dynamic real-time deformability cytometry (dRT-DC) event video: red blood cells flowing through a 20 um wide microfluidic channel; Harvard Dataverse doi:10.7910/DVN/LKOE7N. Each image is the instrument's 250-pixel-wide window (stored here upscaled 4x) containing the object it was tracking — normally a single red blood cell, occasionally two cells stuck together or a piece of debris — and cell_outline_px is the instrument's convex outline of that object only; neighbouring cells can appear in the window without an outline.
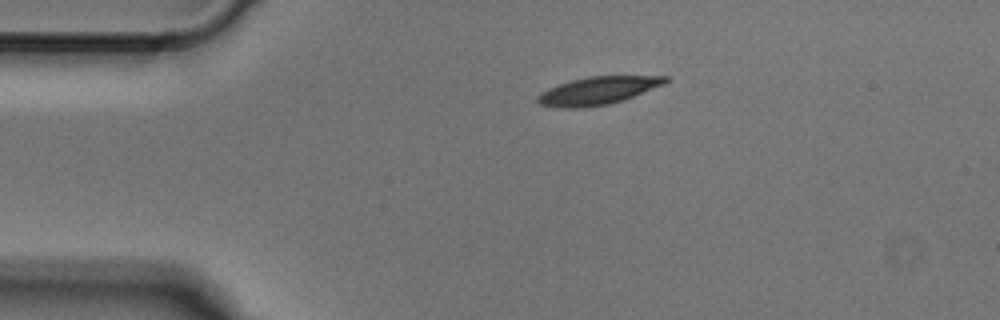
{"species": "Egyptian fruit bat (a non-hibernating species)", "species_latin": "Rousettus aegyptiacus", "temperature_condition": "cold", "stored_images_in_passage": 2, "camera_frame_rate_fps": 3000, "um_per_image_px": 0.085, "animal": {"sex": "male"}, "frame": {"image": 1, "passage_image": 1, "time_ms": 0.0, "image_size_px": [1000, 320], "cell_outline_px": [[672, 80], [664, 84], [624, 100], [608, 104], [576, 108], [564, 108], [540, 104], [536, 100], [536, 96], [540, 92], [548, 88], [572, 80], [588, 76], [668, 76]], "centroid_in_image_um": [50.84, 7.7], "position_along_channel_um": 34.2, "area_um2": 20.63}}